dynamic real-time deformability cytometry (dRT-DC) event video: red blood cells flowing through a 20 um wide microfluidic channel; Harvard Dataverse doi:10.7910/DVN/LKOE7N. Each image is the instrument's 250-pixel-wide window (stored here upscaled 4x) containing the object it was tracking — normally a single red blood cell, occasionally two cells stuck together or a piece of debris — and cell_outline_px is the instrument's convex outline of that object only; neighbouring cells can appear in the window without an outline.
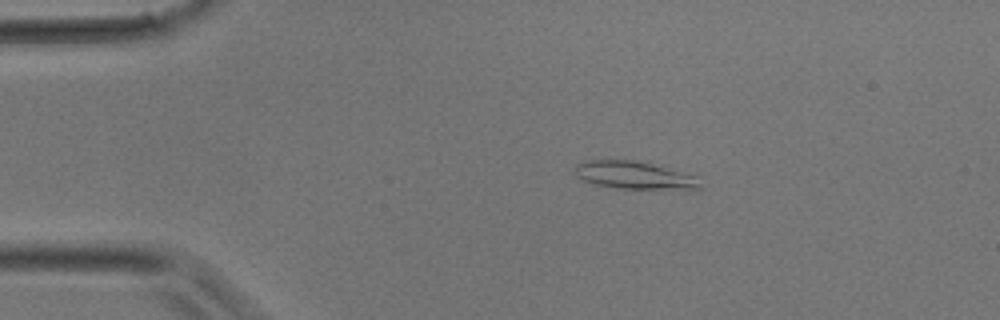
{"species": "common noctule bat (a hibernating species)", "species_latin": "Nyctalus noctula", "temperature_condition": "room temperature", "stored_images_in_passage": 35, "camera_frame_rate_fps": 3000, "um_per_image_px": 0.085, "animal": {"sex": "male", "body_mass_g": 17.9}, "frame": {"image": 1, "passage_image": 6, "time_ms": 1.667, "image_size_px": [1000, 320], "cell_outline_px": [[704, 188], [620, 188], [596, 184], [584, 180], [576, 176], [572, 172], [576, 164], [588, 160], [648, 160], [696, 176]], "centroid_in_image_um": [53.92, 14.85], "position_along_channel_um": 31.1, "area_um2": 20.4}}
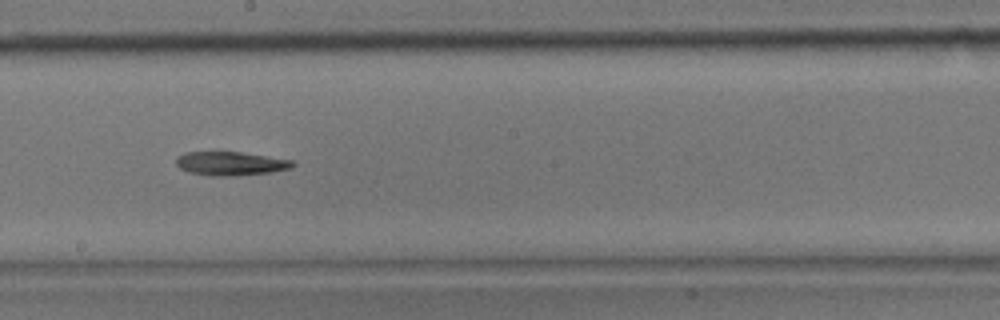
{"frame": {"image": 2, "passage_image": 19, "time_ms": 6.0, "image_size_px": [1000, 320], "cell_outline_px": [[296, 164], [292, 168], [268, 172], [236, 176], [208, 176], [188, 172], [180, 168], [176, 164], [176, 156], [184, 152], [240, 152], [292, 160]], "centroid_in_image_um": [19.56, 13.9], "position_along_channel_um": 228.6, "area_um2": 16.18}}
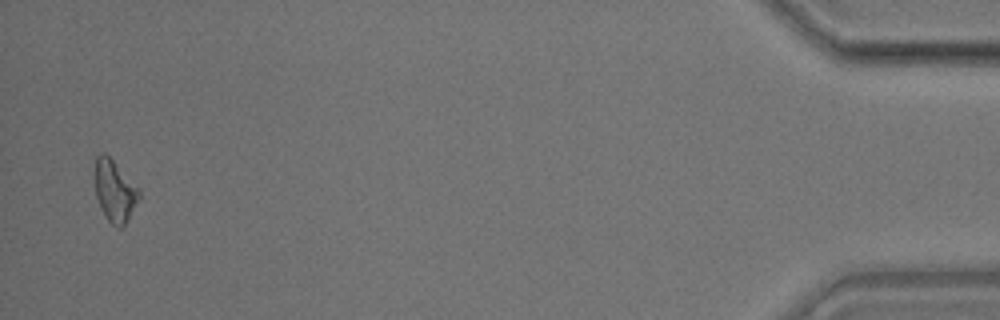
{"frame": {"image": 3, "passage_image": 34, "time_ms": 11.0, "image_size_px": [1000, 320], "cell_outline_px": [[140, 196], [124, 228], [116, 228], [104, 216], [100, 208], [96, 196], [92, 176], [96, 156], [104, 152], [140, 188]], "centroid_in_image_um": [9.71, 16.24], "position_along_channel_um": 425.5, "area_um2": 16.36}}